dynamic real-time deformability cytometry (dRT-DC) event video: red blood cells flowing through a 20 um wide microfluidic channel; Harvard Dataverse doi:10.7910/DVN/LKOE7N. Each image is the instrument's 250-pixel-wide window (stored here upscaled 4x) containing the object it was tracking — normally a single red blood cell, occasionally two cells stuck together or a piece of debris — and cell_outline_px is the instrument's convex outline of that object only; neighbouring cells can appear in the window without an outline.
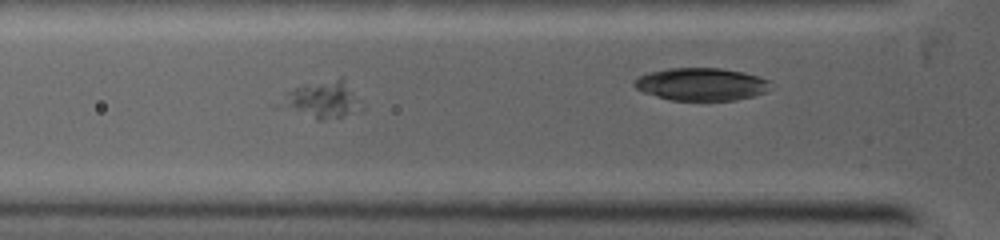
{"species": "common noctule bat (a hibernating species)", "species_latin": "Nyctalus noctula", "temperature_condition": "warm", "stored_images_in_passage": 5, "camera_frame_rate_fps": 5000, "um_per_image_px": 0.085, "animal": {"sex": "female", "body_mass_g": 19.0, "forearm_length_mm": 53.3}, "frame": {"image": 1, "passage_image": 4, "time_ms": 1.8, "image_size_px": [1000, 240], "cell_outline_px": [[352, 108], [340, 116], [324, 120], [316, 120], [272, 108], [284, 92], [292, 88], [340, 76], [344, 80], [348, 92]], "centroid_in_image_um": [26.93, 8.49], "position_along_channel_um": 98.9, "area_um2": 16.59}}